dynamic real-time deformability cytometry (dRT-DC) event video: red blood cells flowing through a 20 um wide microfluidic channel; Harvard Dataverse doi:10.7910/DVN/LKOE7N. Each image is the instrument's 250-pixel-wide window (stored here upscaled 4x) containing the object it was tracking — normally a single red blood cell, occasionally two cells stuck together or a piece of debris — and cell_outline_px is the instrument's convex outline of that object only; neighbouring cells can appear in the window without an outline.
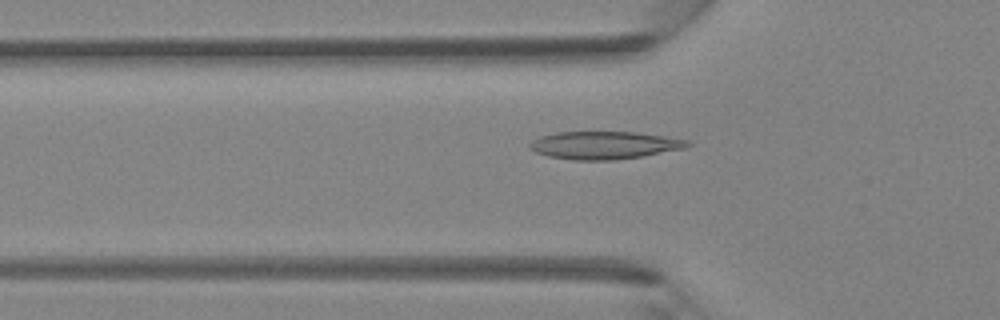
{"species": "Egyptian fruit bat (a non-hibernating species)", "species_latin": "Rousettus aegyptiacus", "temperature_condition": "room temperature", "stored_images_in_passage": 40, "camera_frame_rate_fps": 3000, "um_per_image_px": 0.085, "animal": {"sex": "female"}, "frame": {"image": 1, "passage_image": 14, "time_ms": 4.333, "image_size_px": [1000, 320], "cell_outline_px": [[692, 144], [684, 148], [644, 156], [616, 160], [572, 160], [548, 156], [536, 152], [528, 148], [528, 144], [532, 140], [540, 136], [556, 132], [636, 132], [664, 136], [688, 140]], "centroid_in_image_um": [51.34, 12.34], "position_along_channel_um": 74.5, "area_um2": 25.61}}
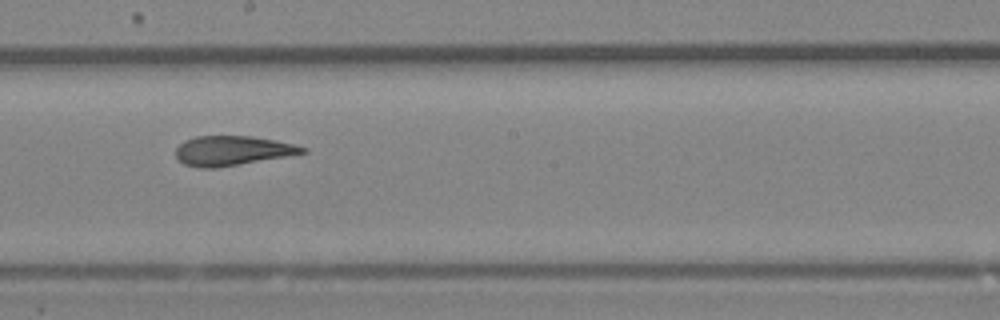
{"frame": {"image": 2, "passage_image": 24, "time_ms": 7.667, "image_size_px": [1000, 320], "cell_outline_px": [[308, 152], [288, 156], [216, 168], [200, 168], [184, 164], [176, 156], [176, 148], [184, 140], [196, 136], [252, 136], [276, 140], [308, 148]], "centroid_in_image_um": [19.75, 12.8], "position_along_channel_um": 228.4, "area_um2": 21.85}}
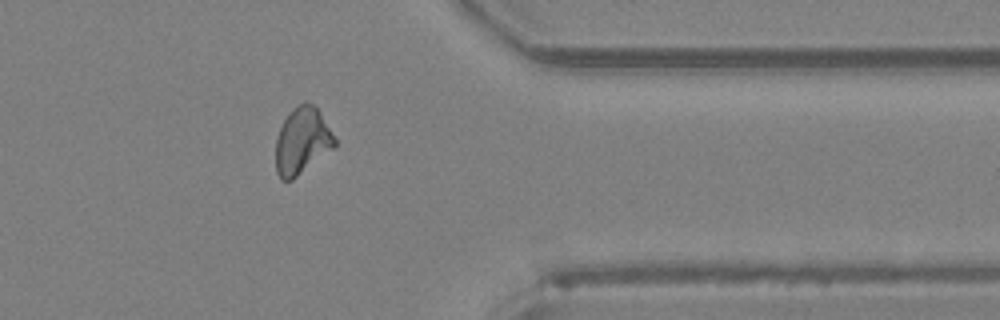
{"frame": {"image": 3, "passage_image": 35, "time_ms": 11.333, "image_size_px": [1000, 320], "cell_outline_px": [[336, 144], [332, 148], [292, 180], [280, 180], [276, 172], [276, 136], [284, 120], [292, 108], [304, 100], [312, 104], [320, 112], [336, 140]], "centroid_in_image_um": [25.64, 11.96], "position_along_channel_um": 385.8, "area_um2": 22.6}}